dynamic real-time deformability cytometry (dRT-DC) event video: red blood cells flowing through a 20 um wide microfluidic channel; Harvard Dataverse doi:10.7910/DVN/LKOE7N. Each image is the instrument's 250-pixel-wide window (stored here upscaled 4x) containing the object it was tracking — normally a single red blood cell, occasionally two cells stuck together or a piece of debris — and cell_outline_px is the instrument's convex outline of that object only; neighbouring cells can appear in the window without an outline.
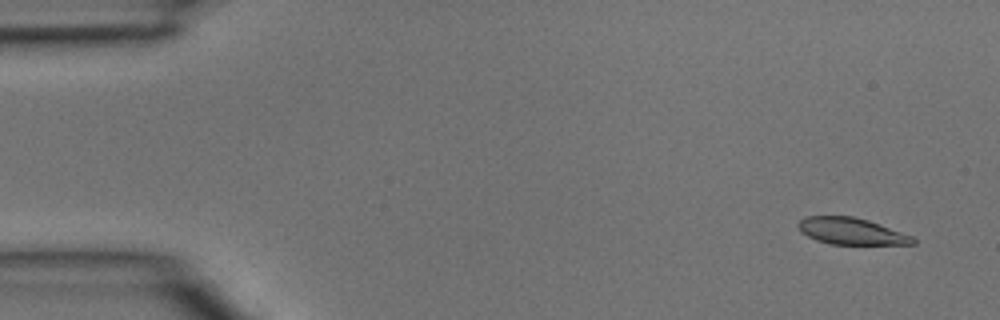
{"species": "common noctule bat (a hibernating species)", "species_latin": "Nyctalus noctula", "temperature_condition": "room temperature", "stored_images_in_passage": 4, "camera_frame_rate_fps": 3000, "um_per_image_px": 0.085, "animal": {"sex": "male", "body_mass_g": 15.6}, "frame": {"image": 1, "passage_image": 1, "time_ms": 0.0, "image_size_px": [1000, 320], "cell_outline_px": [[916, 244], [828, 244], [816, 240], [800, 232], [796, 224], [804, 216], [852, 216], [868, 220], [880, 224], [912, 236], [916, 240]], "centroid_in_image_um": [72.32, 19.65], "position_along_channel_um": 12.7, "area_um2": 17.86}}
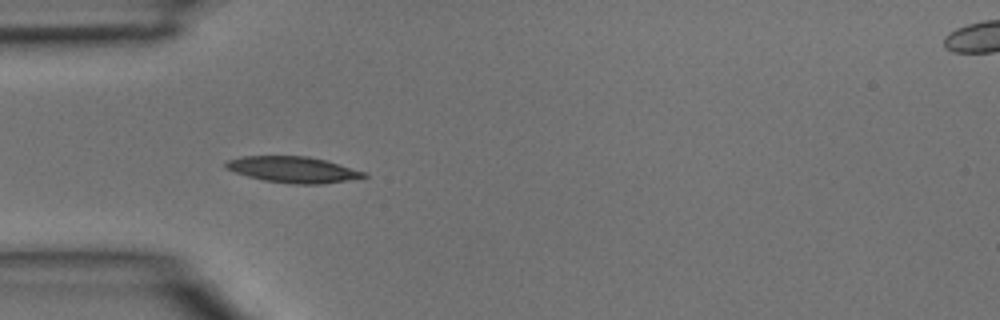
{"frame": {"image": 2, "passage_image": 3, "time_ms": 0.667, "image_size_px": [1000, 320], "cell_outline_px": [[368, 176], [348, 180], [320, 184], [292, 184], [264, 180], [248, 176], [224, 168], [224, 164], [228, 160], [240, 156], [308, 156], [324, 160], [368, 172]], "centroid_in_image_um": [24.91, 14.41], "position_along_channel_um": 60.1, "area_um2": 20.92}}
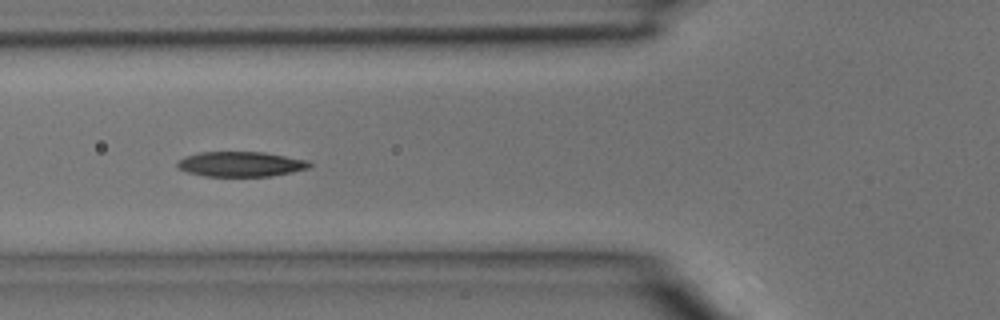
{"frame": {"image": 3, "passage_image": 4, "time_ms": 1.0, "image_size_px": [1000, 320], "cell_outline_px": [[312, 164], [308, 168], [292, 172], [272, 176], [204, 176], [188, 172], [176, 168], [176, 164], [184, 156], [200, 152], [264, 152], [308, 160]], "centroid_in_image_um": [20.45, 13.95], "position_along_channel_um": 105.3, "area_um2": 19.31}}